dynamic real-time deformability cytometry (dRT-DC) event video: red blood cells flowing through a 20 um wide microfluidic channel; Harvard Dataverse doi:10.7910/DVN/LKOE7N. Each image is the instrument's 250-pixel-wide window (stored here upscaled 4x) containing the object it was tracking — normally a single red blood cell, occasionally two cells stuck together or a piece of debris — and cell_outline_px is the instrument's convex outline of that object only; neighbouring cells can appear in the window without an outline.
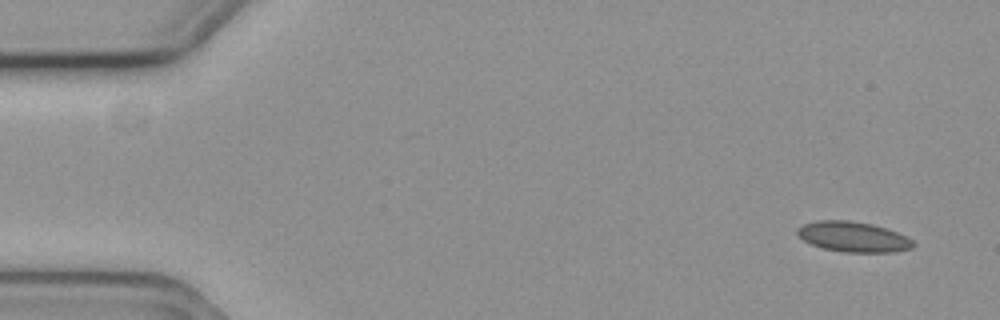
{"species": "common noctule bat (a hibernating species)", "species_latin": "Nyctalus noctula", "temperature_condition": "cold", "stored_images_in_passage": 6, "camera_frame_rate_fps": 3000, "um_per_image_px": 0.085, "animal": {"sex": "female", "body_mass_g": 19.3, "forearm_length_mm": 54.1}, "frame": {"image": 1, "passage_image": 1, "time_ms": 0.0, "image_size_px": [1000, 320], "cell_outline_px": [[916, 244], [912, 248], [896, 252], [844, 252], [824, 248], [812, 244], [804, 240], [796, 232], [796, 228], [804, 224], [816, 220], [848, 220], [872, 224], [908, 236]], "centroid_in_image_um": [72.54, 20.13], "position_along_channel_um": 12.5, "area_um2": 20.4}}
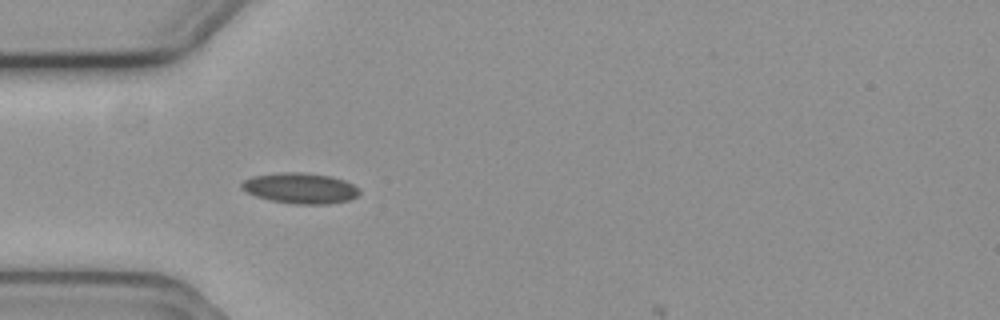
{"frame": {"image": 2, "passage_image": 5, "time_ms": 1.333, "image_size_px": [1000, 320], "cell_outline_px": [[360, 192], [356, 196], [348, 200], [328, 204], [292, 204], [272, 200], [256, 196], [244, 192], [240, 188], [240, 184], [244, 180], [252, 176], [280, 172], [304, 172], [332, 176], [344, 180], [360, 188]], "centroid_in_image_um": [25.5, 15.99], "position_along_channel_um": 59.5, "area_um2": 21.21}}
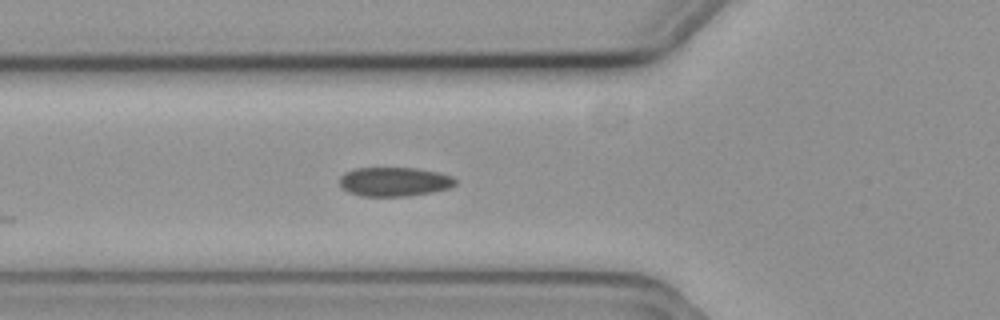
{"frame": {"image": 3, "passage_image": 6, "time_ms": 1.667, "image_size_px": [1000, 320], "cell_outline_px": [[456, 184], [448, 188], [432, 192], [408, 196], [360, 196], [348, 192], [340, 184], [340, 176], [344, 172], [356, 168], [416, 168], [440, 172], [452, 176], [456, 180]], "centroid_in_image_um": [33.52, 15.44], "position_along_channel_um": 92.3, "area_um2": 19.71}}